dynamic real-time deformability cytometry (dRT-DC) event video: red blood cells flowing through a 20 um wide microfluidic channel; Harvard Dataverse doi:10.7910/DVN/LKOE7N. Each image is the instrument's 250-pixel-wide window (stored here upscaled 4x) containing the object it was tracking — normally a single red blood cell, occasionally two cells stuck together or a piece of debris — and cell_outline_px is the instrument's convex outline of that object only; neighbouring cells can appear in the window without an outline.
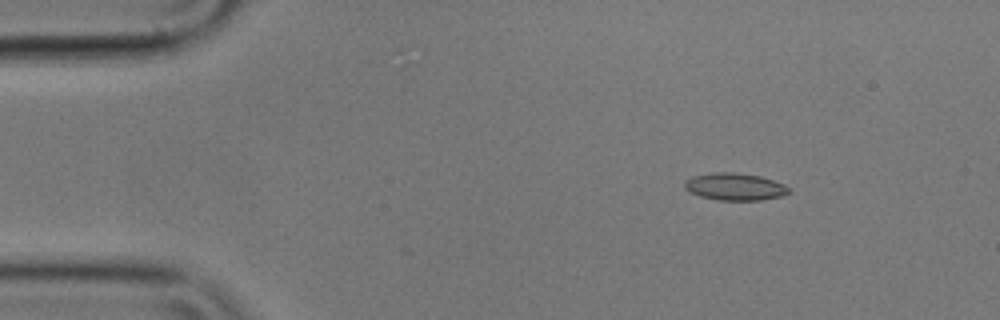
{"species": "common noctule bat (a hibernating species)", "species_latin": "Nyctalus noctula", "temperature_condition": "cold", "stored_images_in_passage": 6, "camera_frame_rate_fps": 3000, "um_per_image_px": 0.085, "animal": {"sex": "male", "body_mass_g": 17.9}, "frame": {"image": 1, "passage_image": 2, "time_ms": 0.333, "image_size_px": [1000, 320], "cell_outline_px": [[792, 192], [780, 196], [760, 200], [716, 200], [700, 196], [688, 192], [684, 188], [684, 180], [692, 176], [712, 172], [736, 172], [760, 176], [784, 184]], "centroid_in_image_um": [62.41, 15.86], "position_along_channel_um": 22.6, "area_um2": 16.7}}
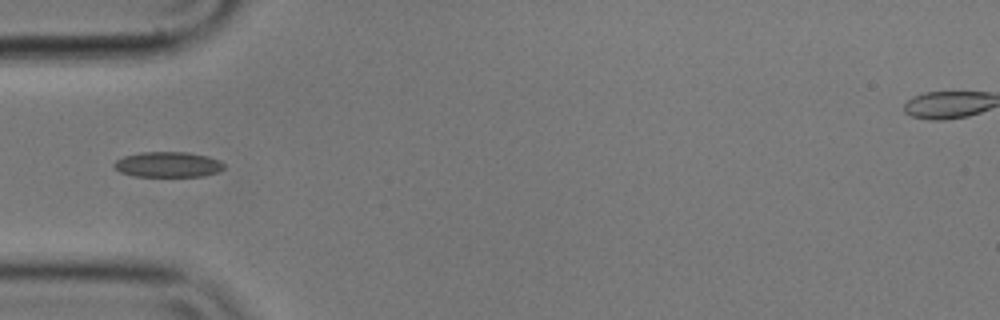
{"frame": {"image": 2, "passage_image": 5, "time_ms": 1.333, "image_size_px": [1000, 320], "cell_outline_px": [[224, 168], [216, 172], [204, 176], [132, 176], [120, 172], [112, 164], [116, 160], [124, 156], [140, 152], [188, 152], [208, 156], [220, 160], [224, 164]], "centroid_in_image_um": [14.27, 13.98], "position_along_channel_um": 70.7, "area_um2": 16.3}}
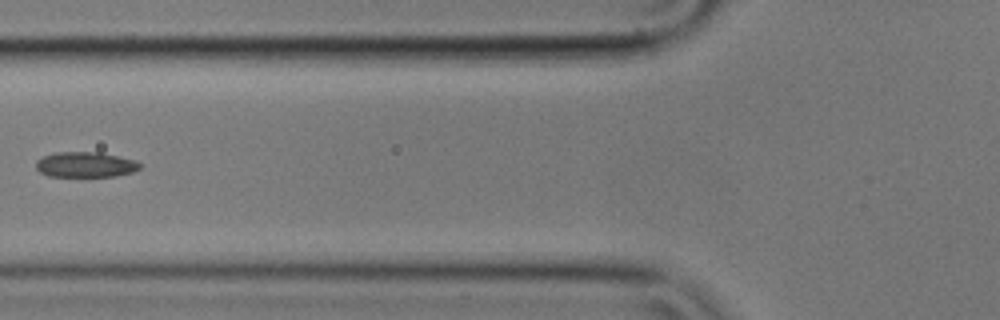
{"frame": {"image": 3, "passage_image": 6, "time_ms": 1.667, "image_size_px": [1000, 320], "cell_outline_px": [[144, 164], [140, 168], [132, 172], [116, 176], [48, 176], [40, 172], [36, 168], [36, 160], [44, 156], [56, 152], [100, 152], [136, 160]], "centroid_in_image_um": [7.29, 13.99], "position_along_channel_um": 118.5, "area_um2": 15.43}}